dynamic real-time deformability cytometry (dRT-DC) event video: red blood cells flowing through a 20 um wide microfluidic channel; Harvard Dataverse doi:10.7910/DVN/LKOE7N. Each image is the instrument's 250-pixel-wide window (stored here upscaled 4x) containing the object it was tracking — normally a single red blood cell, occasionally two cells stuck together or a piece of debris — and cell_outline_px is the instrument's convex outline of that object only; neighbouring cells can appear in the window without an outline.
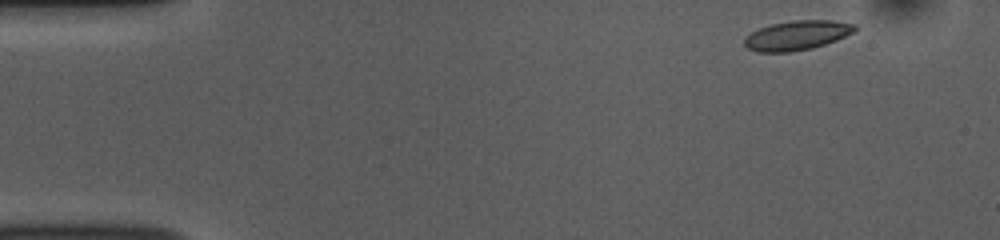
{"species": "common noctule bat (a hibernating species)", "species_latin": "Nyctalus noctula", "temperature_condition": "room temperature", "stored_images_in_passage": 49, "camera_frame_rate_fps": 3000, "um_per_image_px": 0.085, "animal": {"sex": "female", "body_mass_g": 10.0, "forearm_length_mm": 53.1}, "frame": {"image": 1, "passage_image": 1, "time_ms": 0.0, "image_size_px": [1000, 240], "cell_outline_px": [[856, 28], [852, 32], [836, 40], [812, 48], [788, 52], [756, 52], [748, 48], [744, 44], [744, 40], [752, 32], [760, 28], [772, 24], [792, 20], [832, 20], [856, 24]], "centroid_in_image_um": [67.74, 3.0], "position_along_channel_um": 17.3, "area_um2": 18.73}}
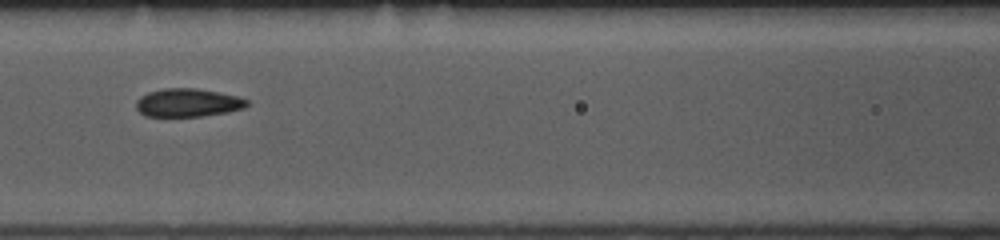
{"frame": {"image": 2, "passage_image": 19, "time_ms": 6.0, "image_size_px": [1000, 240], "cell_outline_px": [[248, 104], [244, 108], [228, 112], [200, 116], [144, 116], [136, 108], [136, 100], [140, 96], [148, 92], [164, 88], [196, 88], [240, 96], [248, 100]], "centroid_in_image_um": [15.97, 8.72], "position_along_channel_um": 150.6, "area_um2": 18.32}}
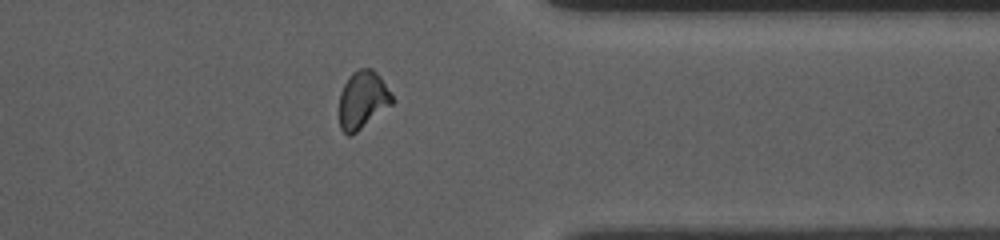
{"frame": {"image": 3, "passage_image": 38, "time_ms": 12.333, "image_size_px": [1000, 240], "cell_outline_px": [[392, 104], [352, 136], [348, 136], [340, 128], [340, 92], [348, 76], [352, 72], [360, 68], [372, 68], [380, 76], [392, 96]], "centroid_in_image_um": [30.8, 8.49], "position_along_channel_um": 380.6, "area_um2": 17.69}, "authors_computed_cell_mechanics": {"area_um2": 18.496, "velocity_mm_per_s": 3.773, "shape_relaxation_time_tau1_ms": 2.7163, "shape_relaxation_time_tau2_ms": 1.0346, "deformation_change_tau1": 0.1137, "deformation_change_tau2": 0.0739}}